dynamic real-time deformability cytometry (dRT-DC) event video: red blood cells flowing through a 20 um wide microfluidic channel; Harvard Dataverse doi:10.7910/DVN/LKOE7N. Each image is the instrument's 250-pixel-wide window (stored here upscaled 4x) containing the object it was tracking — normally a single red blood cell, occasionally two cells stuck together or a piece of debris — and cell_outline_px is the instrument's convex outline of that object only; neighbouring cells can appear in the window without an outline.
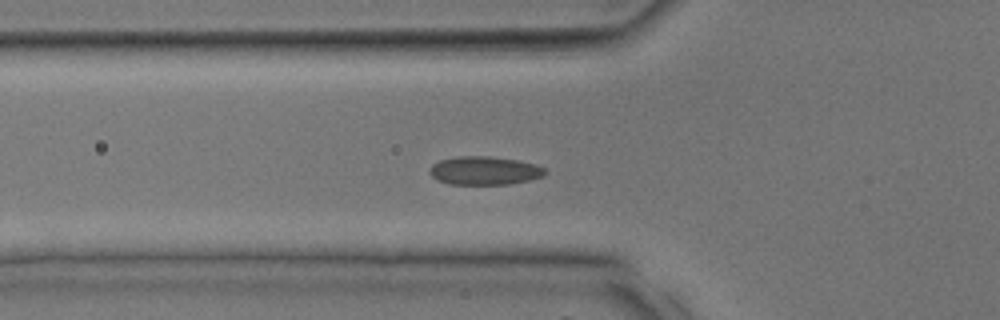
{"species": "common noctule bat (a hibernating species)", "species_latin": "Nyctalus noctula", "temperature_condition": "room temperature", "stored_images_in_passage": 28, "camera_frame_rate_fps": 3000, "um_per_image_px": 0.085, "animal": {"sex": "male", "body_mass_g": 17.9, "forearm_length_mm": 54.2}, "frame": {"image": 1, "passage_image": 5, "time_ms": 1.333, "image_size_px": [1000, 320], "cell_outline_px": [[548, 172], [544, 176], [528, 180], [508, 184], [448, 184], [436, 180], [428, 172], [432, 164], [440, 160], [456, 156], [488, 156], [516, 160], [536, 164], [544, 168]], "centroid_in_image_um": [41.16, 14.5], "position_along_channel_um": 84.6, "area_um2": 19.19}}
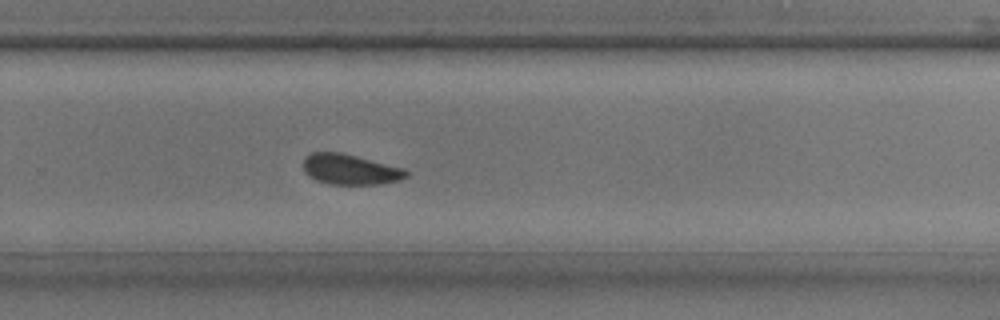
{"frame": {"image": 2, "passage_image": 16, "time_ms": 5.0, "image_size_px": [1000, 320], "cell_outline_px": [[408, 176], [400, 180], [380, 184], [332, 184], [316, 180], [308, 176], [304, 172], [304, 156], [312, 152], [340, 152], [404, 168], [408, 172]], "centroid_in_image_um": [29.75, 14.4], "position_along_channel_um": 300.0, "area_um2": 18.21}}
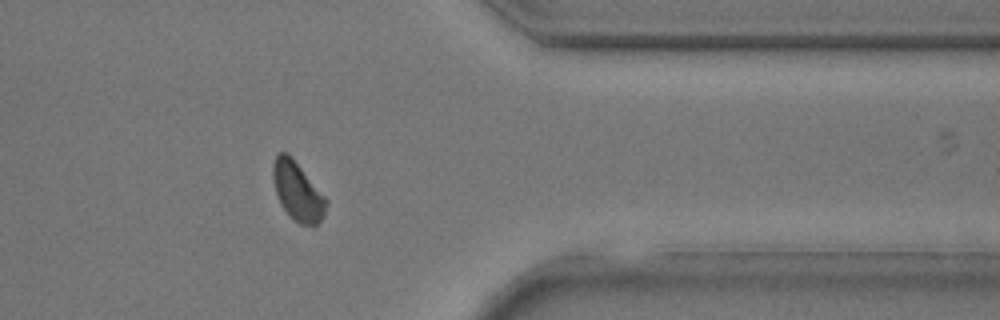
{"frame": {"image": 3, "passage_image": 21, "time_ms": 6.667, "image_size_px": [1000, 320], "cell_outline_px": [[328, 204], [324, 216], [312, 228], [300, 224], [280, 204], [276, 192], [272, 176], [272, 164], [276, 152], [288, 152], [292, 156], [328, 200]], "centroid_in_image_um": [25.3, 16.23], "position_along_channel_um": 386.1, "area_um2": 18.38}}